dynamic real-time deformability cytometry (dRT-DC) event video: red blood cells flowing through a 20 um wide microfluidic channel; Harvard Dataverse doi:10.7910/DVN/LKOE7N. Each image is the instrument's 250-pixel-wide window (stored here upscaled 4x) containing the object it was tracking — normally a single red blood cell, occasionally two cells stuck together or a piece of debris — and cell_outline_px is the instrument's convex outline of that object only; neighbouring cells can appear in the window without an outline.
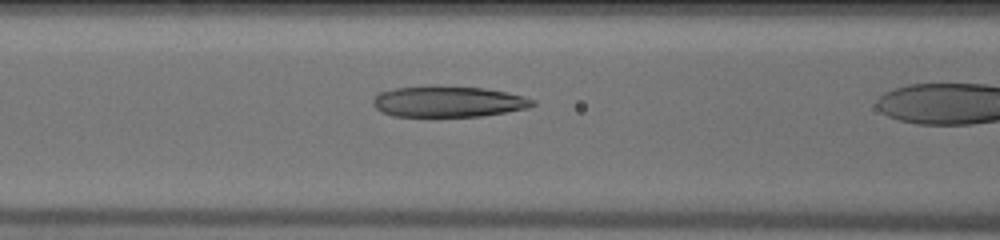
{"species": "human", "species_latin": "Homo sapiens", "temperature_condition": "warm", "stored_images_in_passage": 32, "camera_frame_rate_fps": 3000, "um_per_image_px": 0.085, "donor": {"sex": "male"}, "frame": {"image": 1, "passage_image": 15, "time_ms": 4.667, "image_size_px": [1000, 240], "cell_outline_px": [[536, 104], [528, 108], [484, 116], [392, 116], [380, 112], [372, 104], [372, 100], [380, 92], [396, 88], [432, 84], [436, 84], [484, 88], [508, 92], [536, 100]], "centroid_in_image_um": [38.09, 8.61], "position_along_channel_um": 128.5, "area_um2": 29.36}}
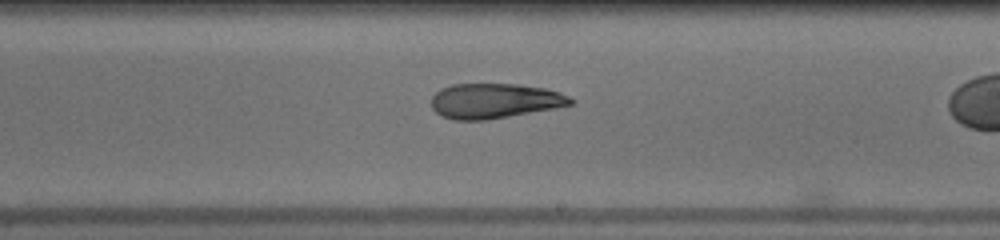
{"frame": {"image": 2, "passage_image": 23, "time_ms": 7.333, "image_size_px": [1000, 240], "cell_outline_px": [[576, 100], [572, 104], [552, 108], [508, 116], [484, 120], [456, 120], [440, 116], [432, 108], [432, 96], [440, 88], [452, 84], [520, 84], [544, 88], [560, 92]], "centroid_in_image_um": [42.01, 8.56], "position_along_channel_um": 247.0, "area_um2": 28.26}}
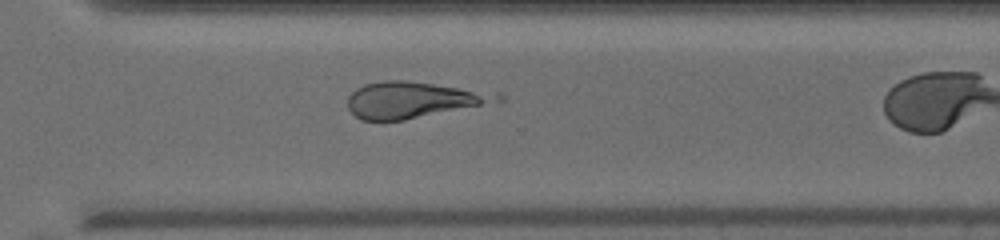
{"frame": {"image": 3, "passage_image": 29, "time_ms": 9.333, "image_size_px": [1000, 240], "cell_outline_px": [[504, 100], [404, 120], [360, 120], [348, 108], [348, 96], [356, 88], [364, 84], [384, 80], [404, 80], [500, 92], [504, 96]], "centroid_in_image_um": [35.13, 8.47], "position_along_channel_um": 335.5, "area_um2": 31.44}}